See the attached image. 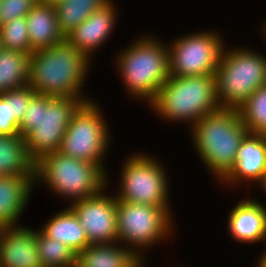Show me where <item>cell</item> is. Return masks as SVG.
<instances>
[{"label": "cell", "mask_w": 266, "mask_h": 267, "mask_svg": "<svg viewBox=\"0 0 266 267\" xmlns=\"http://www.w3.org/2000/svg\"><path fill=\"white\" fill-rule=\"evenodd\" d=\"M90 62L66 39L46 49L33 51L30 54L28 86L37 94L74 97L88 102L90 96H85L82 91Z\"/></svg>", "instance_id": "cell-1"}, {"label": "cell", "mask_w": 266, "mask_h": 267, "mask_svg": "<svg viewBox=\"0 0 266 267\" xmlns=\"http://www.w3.org/2000/svg\"><path fill=\"white\" fill-rule=\"evenodd\" d=\"M190 131L202 163L220 184L236 165L237 151L249 133L239 111L228 108L215 110L190 127Z\"/></svg>", "instance_id": "cell-2"}, {"label": "cell", "mask_w": 266, "mask_h": 267, "mask_svg": "<svg viewBox=\"0 0 266 267\" xmlns=\"http://www.w3.org/2000/svg\"><path fill=\"white\" fill-rule=\"evenodd\" d=\"M74 97H51L35 93L19 123V135L25 138L27 152L36 162L60 149L73 114L85 103Z\"/></svg>", "instance_id": "cell-3"}, {"label": "cell", "mask_w": 266, "mask_h": 267, "mask_svg": "<svg viewBox=\"0 0 266 267\" xmlns=\"http://www.w3.org/2000/svg\"><path fill=\"white\" fill-rule=\"evenodd\" d=\"M161 41L144 35L116 55L117 71L127 93L148 105L170 76L168 46Z\"/></svg>", "instance_id": "cell-4"}, {"label": "cell", "mask_w": 266, "mask_h": 267, "mask_svg": "<svg viewBox=\"0 0 266 267\" xmlns=\"http://www.w3.org/2000/svg\"><path fill=\"white\" fill-rule=\"evenodd\" d=\"M148 106L165 121L186 122L192 127L202 117L221 108L216 96L215 74L169 76Z\"/></svg>", "instance_id": "cell-5"}, {"label": "cell", "mask_w": 266, "mask_h": 267, "mask_svg": "<svg viewBox=\"0 0 266 267\" xmlns=\"http://www.w3.org/2000/svg\"><path fill=\"white\" fill-rule=\"evenodd\" d=\"M106 171L104 166L68 157L56 151L35 162V183H39V186L40 183L47 185L61 198H69L70 205L108 188L110 180Z\"/></svg>", "instance_id": "cell-6"}, {"label": "cell", "mask_w": 266, "mask_h": 267, "mask_svg": "<svg viewBox=\"0 0 266 267\" xmlns=\"http://www.w3.org/2000/svg\"><path fill=\"white\" fill-rule=\"evenodd\" d=\"M215 78L220 107L238 110L255 90L266 85V56L249 48L224 46Z\"/></svg>", "instance_id": "cell-7"}, {"label": "cell", "mask_w": 266, "mask_h": 267, "mask_svg": "<svg viewBox=\"0 0 266 267\" xmlns=\"http://www.w3.org/2000/svg\"><path fill=\"white\" fill-rule=\"evenodd\" d=\"M116 205L118 242L126 243L128 248L146 262V249H152L153 245H157L158 242L160 244L168 236L173 235L172 207L130 203L117 198Z\"/></svg>", "instance_id": "cell-8"}, {"label": "cell", "mask_w": 266, "mask_h": 267, "mask_svg": "<svg viewBox=\"0 0 266 267\" xmlns=\"http://www.w3.org/2000/svg\"><path fill=\"white\" fill-rule=\"evenodd\" d=\"M147 153H136L122 165L119 190L115 195L124 202L155 207H170L169 178L161 161Z\"/></svg>", "instance_id": "cell-9"}, {"label": "cell", "mask_w": 266, "mask_h": 267, "mask_svg": "<svg viewBox=\"0 0 266 267\" xmlns=\"http://www.w3.org/2000/svg\"><path fill=\"white\" fill-rule=\"evenodd\" d=\"M93 101L83 103L73 114L58 151L68 157L105 166L102 163L111 145V133L99 103Z\"/></svg>", "instance_id": "cell-10"}, {"label": "cell", "mask_w": 266, "mask_h": 267, "mask_svg": "<svg viewBox=\"0 0 266 267\" xmlns=\"http://www.w3.org/2000/svg\"><path fill=\"white\" fill-rule=\"evenodd\" d=\"M224 41L214 30H201L187 33L167 43L170 76L215 74L226 45Z\"/></svg>", "instance_id": "cell-11"}, {"label": "cell", "mask_w": 266, "mask_h": 267, "mask_svg": "<svg viewBox=\"0 0 266 267\" xmlns=\"http://www.w3.org/2000/svg\"><path fill=\"white\" fill-rule=\"evenodd\" d=\"M100 193L69 205L85 230L90 244L118 242L116 196ZM114 196V197H113Z\"/></svg>", "instance_id": "cell-12"}, {"label": "cell", "mask_w": 266, "mask_h": 267, "mask_svg": "<svg viewBox=\"0 0 266 267\" xmlns=\"http://www.w3.org/2000/svg\"><path fill=\"white\" fill-rule=\"evenodd\" d=\"M265 180L266 144L260 134L248 133L237 151L236 165L220 183L236 187L252 181L261 187Z\"/></svg>", "instance_id": "cell-13"}, {"label": "cell", "mask_w": 266, "mask_h": 267, "mask_svg": "<svg viewBox=\"0 0 266 267\" xmlns=\"http://www.w3.org/2000/svg\"><path fill=\"white\" fill-rule=\"evenodd\" d=\"M111 1L103 8L94 11L78 27L69 32L65 39L85 54L91 61L94 52L112 35L118 13ZM95 50V51H94Z\"/></svg>", "instance_id": "cell-14"}, {"label": "cell", "mask_w": 266, "mask_h": 267, "mask_svg": "<svg viewBox=\"0 0 266 267\" xmlns=\"http://www.w3.org/2000/svg\"><path fill=\"white\" fill-rule=\"evenodd\" d=\"M0 267H43L35 229L23 225L0 229Z\"/></svg>", "instance_id": "cell-15"}, {"label": "cell", "mask_w": 266, "mask_h": 267, "mask_svg": "<svg viewBox=\"0 0 266 267\" xmlns=\"http://www.w3.org/2000/svg\"><path fill=\"white\" fill-rule=\"evenodd\" d=\"M228 235L236 242L266 246V205L252 198L241 199L228 215Z\"/></svg>", "instance_id": "cell-16"}, {"label": "cell", "mask_w": 266, "mask_h": 267, "mask_svg": "<svg viewBox=\"0 0 266 267\" xmlns=\"http://www.w3.org/2000/svg\"><path fill=\"white\" fill-rule=\"evenodd\" d=\"M35 185V174L0 176V229L21 226L19 219Z\"/></svg>", "instance_id": "cell-17"}, {"label": "cell", "mask_w": 266, "mask_h": 267, "mask_svg": "<svg viewBox=\"0 0 266 267\" xmlns=\"http://www.w3.org/2000/svg\"><path fill=\"white\" fill-rule=\"evenodd\" d=\"M30 53L46 49L65 40L60 30L56 8L37 2L26 16Z\"/></svg>", "instance_id": "cell-18"}, {"label": "cell", "mask_w": 266, "mask_h": 267, "mask_svg": "<svg viewBox=\"0 0 266 267\" xmlns=\"http://www.w3.org/2000/svg\"><path fill=\"white\" fill-rule=\"evenodd\" d=\"M145 262L130 248L113 244H90L76 254L75 267H143Z\"/></svg>", "instance_id": "cell-19"}, {"label": "cell", "mask_w": 266, "mask_h": 267, "mask_svg": "<svg viewBox=\"0 0 266 267\" xmlns=\"http://www.w3.org/2000/svg\"><path fill=\"white\" fill-rule=\"evenodd\" d=\"M40 230L48 238L54 239L57 242L60 241L76 254L90 245L84 228L69 206L63 211L60 210V212L55 213L53 217H50Z\"/></svg>", "instance_id": "cell-20"}, {"label": "cell", "mask_w": 266, "mask_h": 267, "mask_svg": "<svg viewBox=\"0 0 266 267\" xmlns=\"http://www.w3.org/2000/svg\"><path fill=\"white\" fill-rule=\"evenodd\" d=\"M21 174H35V162L27 152L25 138L0 135V176Z\"/></svg>", "instance_id": "cell-21"}, {"label": "cell", "mask_w": 266, "mask_h": 267, "mask_svg": "<svg viewBox=\"0 0 266 267\" xmlns=\"http://www.w3.org/2000/svg\"><path fill=\"white\" fill-rule=\"evenodd\" d=\"M30 55L0 50V95L28 85Z\"/></svg>", "instance_id": "cell-22"}, {"label": "cell", "mask_w": 266, "mask_h": 267, "mask_svg": "<svg viewBox=\"0 0 266 267\" xmlns=\"http://www.w3.org/2000/svg\"><path fill=\"white\" fill-rule=\"evenodd\" d=\"M113 0H63L55 8L61 32L66 36L78 27L94 11L106 6Z\"/></svg>", "instance_id": "cell-23"}, {"label": "cell", "mask_w": 266, "mask_h": 267, "mask_svg": "<svg viewBox=\"0 0 266 267\" xmlns=\"http://www.w3.org/2000/svg\"><path fill=\"white\" fill-rule=\"evenodd\" d=\"M36 244L43 267H75L76 253L60 241L48 238L40 229L36 231Z\"/></svg>", "instance_id": "cell-24"}, {"label": "cell", "mask_w": 266, "mask_h": 267, "mask_svg": "<svg viewBox=\"0 0 266 267\" xmlns=\"http://www.w3.org/2000/svg\"><path fill=\"white\" fill-rule=\"evenodd\" d=\"M238 111L249 133L263 132L266 129V85L255 90Z\"/></svg>", "instance_id": "cell-25"}, {"label": "cell", "mask_w": 266, "mask_h": 267, "mask_svg": "<svg viewBox=\"0 0 266 267\" xmlns=\"http://www.w3.org/2000/svg\"><path fill=\"white\" fill-rule=\"evenodd\" d=\"M2 49L30 53L26 17L17 18L0 26Z\"/></svg>", "instance_id": "cell-26"}, {"label": "cell", "mask_w": 266, "mask_h": 267, "mask_svg": "<svg viewBox=\"0 0 266 267\" xmlns=\"http://www.w3.org/2000/svg\"><path fill=\"white\" fill-rule=\"evenodd\" d=\"M37 2L38 0H0V26L26 17Z\"/></svg>", "instance_id": "cell-27"}, {"label": "cell", "mask_w": 266, "mask_h": 267, "mask_svg": "<svg viewBox=\"0 0 266 267\" xmlns=\"http://www.w3.org/2000/svg\"><path fill=\"white\" fill-rule=\"evenodd\" d=\"M35 91L28 85L8 91V102H11L12 117L20 123L24 118L31 97Z\"/></svg>", "instance_id": "cell-28"}, {"label": "cell", "mask_w": 266, "mask_h": 267, "mask_svg": "<svg viewBox=\"0 0 266 267\" xmlns=\"http://www.w3.org/2000/svg\"><path fill=\"white\" fill-rule=\"evenodd\" d=\"M0 135H19V123L12 117L8 92L0 95Z\"/></svg>", "instance_id": "cell-29"}, {"label": "cell", "mask_w": 266, "mask_h": 267, "mask_svg": "<svg viewBox=\"0 0 266 267\" xmlns=\"http://www.w3.org/2000/svg\"><path fill=\"white\" fill-rule=\"evenodd\" d=\"M263 249H264V253L261 252L262 254L261 256H259L260 258L257 261L258 264L256 267H266V246Z\"/></svg>", "instance_id": "cell-30"}, {"label": "cell", "mask_w": 266, "mask_h": 267, "mask_svg": "<svg viewBox=\"0 0 266 267\" xmlns=\"http://www.w3.org/2000/svg\"><path fill=\"white\" fill-rule=\"evenodd\" d=\"M63 0H38L39 3L45 5H54L56 6L58 3L62 2Z\"/></svg>", "instance_id": "cell-31"}, {"label": "cell", "mask_w": 266, "mask_h": 267, "mask_svg": "<svg viewBox=\"0 0 266 267\" xmlns=\"http://www.w3.org/2000/svg\"><path fill=\"white\" fill-rule=\"evenodd\" d=\"M264 23V25H262L261 27H262V31H261V36H263L264 37V39H266V22H263ZM264 33V34H263ZM266 41V40H265Z\"/></svg>", "instance_id": "cell-32"}, {"label": "cell", "mask_w": 266, "mask_h": 267, "mask_svg": "<svg viewBox=\"0 0 266 267\" xmlns=\"http://www.w3.org/2000/svg\"><path fill=\"white\" fill-rule=\"evenodd\" d=\"M260 135L262 136L263 141H264L265 144H266V129H265L263 132H261Z\"/></svg>", "instance_id": "cell-33"}, {"label": "cell", "mask_w": 266, "mask_h": 267, "mask_svg": "<svg viewBox=\"0 0 266 267\" xmlns=\"http://www.w3.org/2000/svg\"><path fill=\"white\" fill-rule=\"evenodd\" d=\"M259 188H261V189L263 188L262 190L266 193V180H265L264 184Z\"/></svg>", "instance_id": "cell-34"}, {"label": "cell", "mask_w": 266, "mask_h": 267, "mask_svg": "<svg viewBox=\"0 0 266 267\" xmlns=\"http://www.w3.org/2000/svg\"><path fill=\"white\" fill-rule=\"evenodd\" d=\"M2 49L1 39H0V50Z\"/></svg>", "instance_id": "cell-35"}]
</instances>
